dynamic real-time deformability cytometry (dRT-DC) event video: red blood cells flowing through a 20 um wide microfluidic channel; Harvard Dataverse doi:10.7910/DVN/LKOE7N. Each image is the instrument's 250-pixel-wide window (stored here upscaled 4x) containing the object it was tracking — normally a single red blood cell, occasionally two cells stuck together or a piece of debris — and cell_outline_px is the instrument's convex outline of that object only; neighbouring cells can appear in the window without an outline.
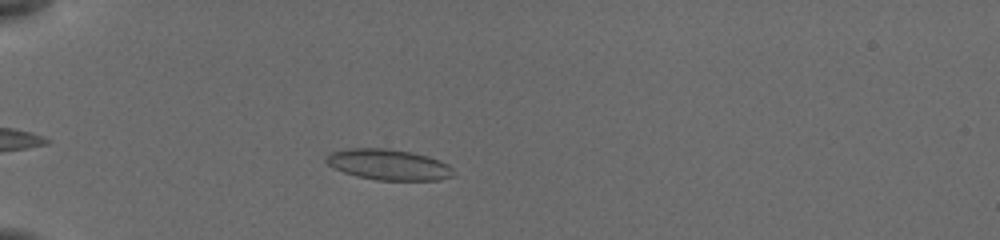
{"species": "common noctule bat (a hibernating species)", "species_latin": "Nyctalus noctula", "temperature_condition": "cold", "stored_images_in_passage": 36, "camera_frame_rate_fps": 3000, "um_per_image_px": 0.085, "animal": {"sex": "female", "body_mass_g": 19.5, "forearm_length_mm": 54.1}, "frame": {"image": 1, "passage_image": 5, "time_ms": 2.0, "image_size_px": [1000, 240], "cell_outline_px": [[456, 176], [440, 180], [376, 180], [356, 176], [332, 168], [324, 160], [324, 156], [328, 152], [348, 148], [388, 148], [412, 152], [428, 156], [440, 160], [448, 164], [456, 172]], "centroid_in_image_um": [33.02, 13.99], "position_along_channel_um": 52.0, "area_um2": 23.35}}
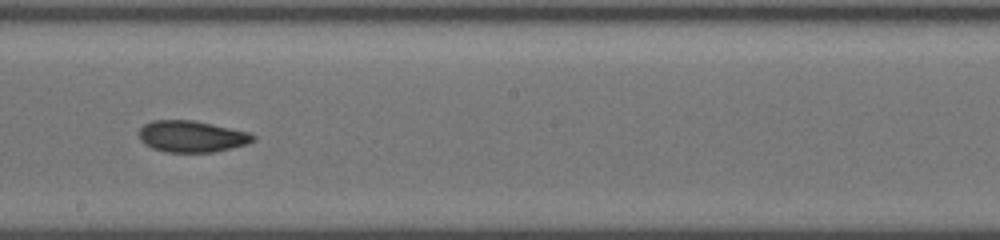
{"frame": {"image": 2, "passage_image": 21, "time_ms": 7.333, "image_size_px": [1000, 240], "cell_outline_px": [[256, 140], [232, 148], [212, 152], [164, 152], [152, 148], [144, 144], [140, 140], [140, 128], [144, 124], [152, 120], [192, 120], [212, 124], [248, 132], [256, 136]], "centroid_in_image_um": [16.27, 11.6], "position_along_channel_um": 231.9, "area_um2": 20.87}}
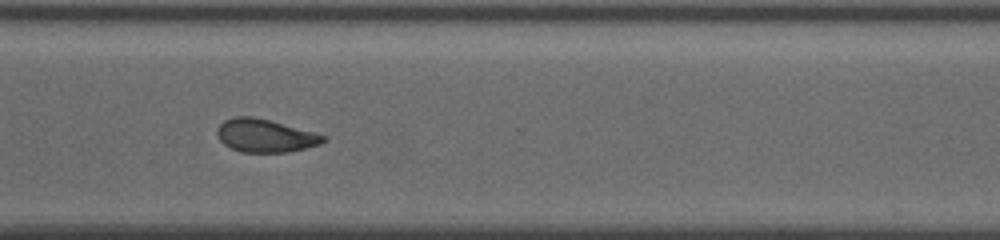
{"frame": {"image": 3, "passage_image": 35, "time_ms": 10.333, "image_size_px": [1000, 240], "cell_outline_px": [[328, 140], [320, 144], [288, 152], [240, 152], [224, 144], [220, 140], [216, 132], [220, 124], [224, 120], [236, 116], [252, 116], [268, 120], [328, 136]], "centroid_in_image_um": [22.54, 11.53], "position_along_channel_um": 348.1, "area_um2": 20.29}}